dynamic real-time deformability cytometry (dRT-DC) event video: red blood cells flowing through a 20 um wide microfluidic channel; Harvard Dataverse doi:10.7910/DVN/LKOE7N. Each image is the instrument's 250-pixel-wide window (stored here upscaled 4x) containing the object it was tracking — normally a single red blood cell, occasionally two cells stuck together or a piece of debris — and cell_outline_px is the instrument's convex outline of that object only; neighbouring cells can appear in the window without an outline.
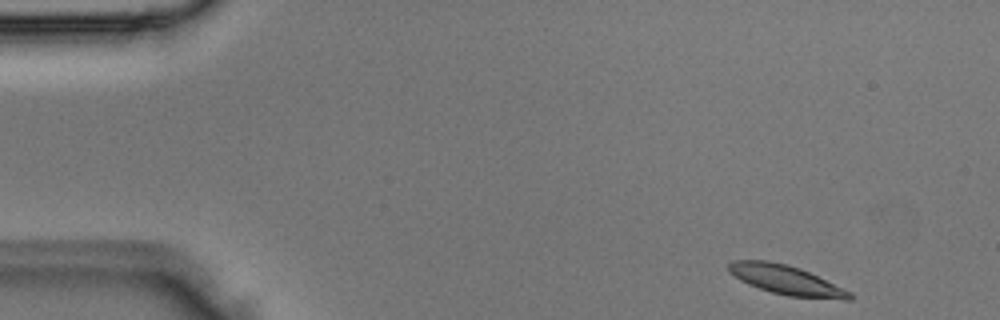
{"species": "Egyptian fruit bat (a non-hibernating species)", "species_latin": "Rousettus aegyptiacus", "temperature_condition": "room temperature", "stored_images_in_passage": 3, "camera_frame_rate_fps": 3000, "um_per_image_px": 0.085, "animal": {"sex": "male"}, "frame": {"image": 1, "passage_image": 1, "time_ms": 0.0, "image_size_px": [1000, 320], "cell_outline_px": [[852, 300], [844, 300], [788, 296], [772, 292], [748, 284], [740, 280], [728, 268], [728, 264], [732, 260], [768, 260], [788, 264], [800, 268], [844, 288], [852, 292]], "centroid_in_image_um": [66.87, 23.8], "position_along_channel_um": 18.1, "area_um2": 20.63}}
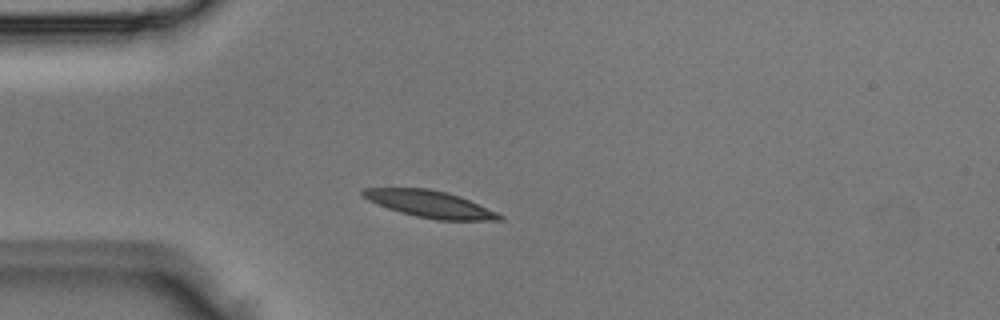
{"frame": {"image": 2, "passage_image": 3, "time_ms": 0.667, "image_size_px": [1000, 320], "cell_outline_px": [[504, 220], [436, 220], [416, 216], [400, 212], [388, 208], [368, 200], [360, 192], [360, 188], [428, 188], [460, 196], [496, 212], [504, 216]], "centroid_in_image_um": [36.53, 17.34], "position_along_channel_um": 48.5, "area_um2": 21.15}}